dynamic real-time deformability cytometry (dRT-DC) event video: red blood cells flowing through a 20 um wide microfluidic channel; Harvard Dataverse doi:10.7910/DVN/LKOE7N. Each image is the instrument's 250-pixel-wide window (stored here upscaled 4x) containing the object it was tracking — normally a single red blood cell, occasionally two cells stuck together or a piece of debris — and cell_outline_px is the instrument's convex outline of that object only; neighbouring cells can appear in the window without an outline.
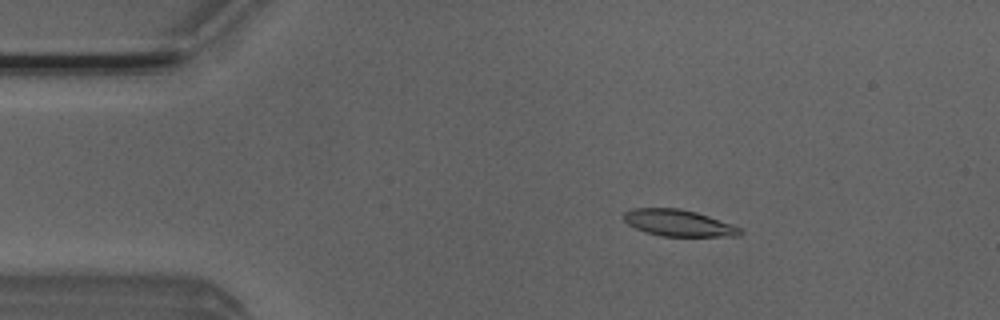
{"species": "Egyptian fruit bat (a non-hibernating species)", "species_latin": "Rousettus aegyptiacus", "temperature_condition": "room temperature", "stored_images_in_passage": 5, "camera_frame_rate_fps": 3000, "um_per_image_px": 0.085, "animal": {"sex": "male"}, "frame": {"image": 1, "passage_image": 3, "time_ms": 0.667, "image_size_px": [1000, 320], "cell_outline_px": [[744, 232], [740, 236], [660, 236], [644, 232], [628, 224], [624, 220], [624, 212], [632, 208], [680, 208], [696, 212], [732, 224], [740, 228]], "centroid_in_image_um": [57.67, 18.95], "position_along_channel_um": 27.3, "area_um2": 18.03}}
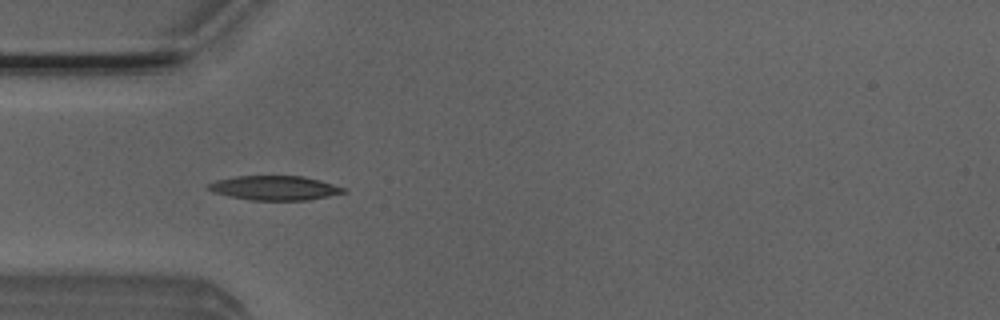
{"frame": {"image": 2, "passage_image": 5, "time_ms": 1.333, "image_size_px": [1000, 320], "cell_outline_px": [[348, 192], [308, 200], [252, 200], [228, 196], [212, 192], [204, 188], [208, 184], [216, 180], [236, 176], [304, 176], [320, 180], [348, 188]], "centroid_in_image_um": [23.36, 15.97], "position_along_channel_um": 61.6, "area_um2": 19.42}}